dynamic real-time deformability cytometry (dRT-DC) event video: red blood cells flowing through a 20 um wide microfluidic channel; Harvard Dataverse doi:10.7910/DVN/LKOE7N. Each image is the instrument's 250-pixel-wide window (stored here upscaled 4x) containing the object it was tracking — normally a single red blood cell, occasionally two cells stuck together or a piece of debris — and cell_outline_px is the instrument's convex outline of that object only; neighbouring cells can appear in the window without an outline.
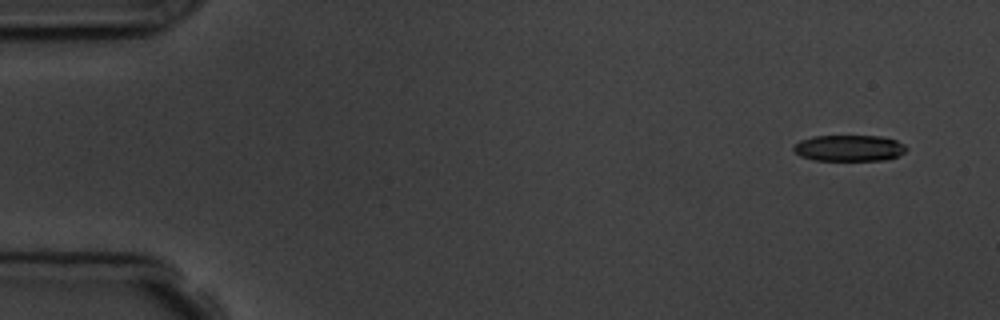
{"species": "common noctule bat (a hibernating species)", "species_latin": "Nyctalus noctula", "temperature_condition": "room temperature", "stored_images_in_passage": 5, "camera_frame_rate_fps": 3000, "um_per_image_px": 0.085, "animal": {"sex": "male", "body_mass_g": 19.5, "forearm_length_mm": 54.6}, "frame": {"image": 1, "passage_image": 1, "time_ms": 0.0, "image_size_px": [1000, 320], "cell_outline_px": [[908, 148], [904, 152], [896, 156], [884, 160], [812, 160], [800, 156], [792, 148], [800, 140], [812, 136], [880, 136], [896, 140], [904, 144]], "centroid_in_image_um": [72.16, 12.58], "position_along_channel_um": 12.8, "area_um2": 17.17}}
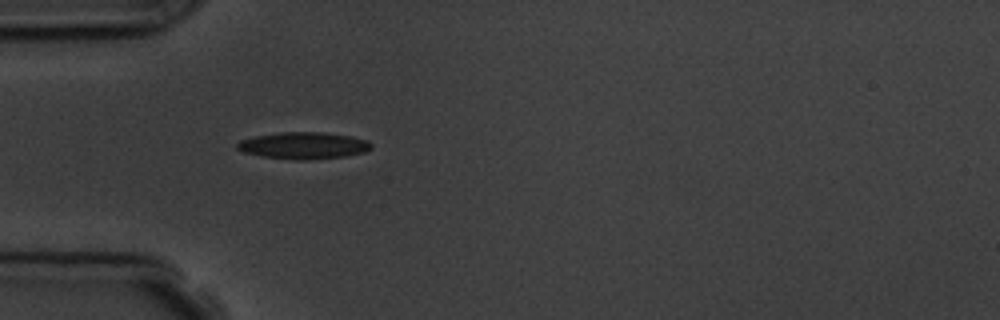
{"frame": {"image": 2, "passage_image": 5, "time_ms": 4.333, "image_size_px": [1000, 320], "cell_outline_px": [[372, 148], [364, 152], [344, 156], [304, 160], [296, 160], [264, 156], [244, 152], [236, 148], [236, 144], [240, 140], [256, 136], [284, 132], [324, 132], [348, 136], [368, 140], [372, 144]], "centroid_in_image_um": [25.81, 12.37], "position_along_channel_um": 59.2, "area_um2": 20.69}}